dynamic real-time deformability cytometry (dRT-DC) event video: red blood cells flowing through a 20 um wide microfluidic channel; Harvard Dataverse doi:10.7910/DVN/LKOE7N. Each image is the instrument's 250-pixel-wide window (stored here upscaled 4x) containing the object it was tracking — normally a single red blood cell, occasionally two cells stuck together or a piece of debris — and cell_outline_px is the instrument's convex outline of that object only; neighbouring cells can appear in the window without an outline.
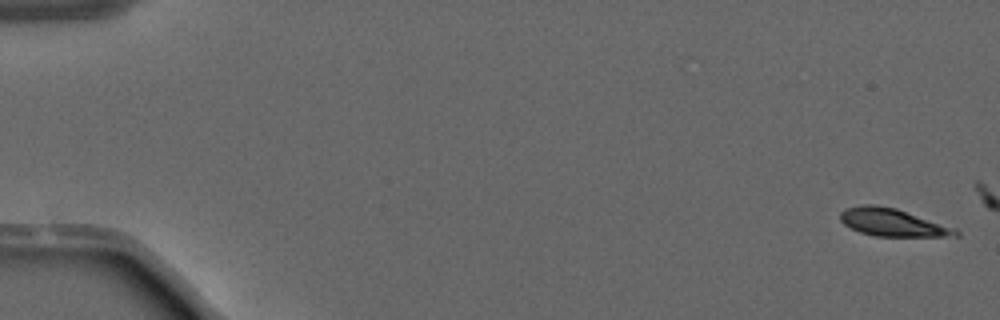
{"species": "common noctule bat (a hibernating species)", "species_latin": "Nyctalus noctula", "temperature_condition": "warm", "stored_images_in_passage": 2, "camera_frame_rate_fps": 3000, "um_per_image_px": 0.085, "animal": {"sex": "male", "forearm_length_mm": 52.5}, "frame": {"image": 1, "passage_image": 1, "time_ms": 0.0, "image_size_px": [1000, 320], "cell_outline_px": [[960, 236], [876, 236], [860, 232], [844, 224], [840, 220], [840, 212], [844, 208], [860, 204], [872, 204], [896, 208], [956, 228], [960, 232]], "centroid_in_image_um": [75.85, 18.89], "position_along_channel_um": 9.1, "area_um2": 18.61}}